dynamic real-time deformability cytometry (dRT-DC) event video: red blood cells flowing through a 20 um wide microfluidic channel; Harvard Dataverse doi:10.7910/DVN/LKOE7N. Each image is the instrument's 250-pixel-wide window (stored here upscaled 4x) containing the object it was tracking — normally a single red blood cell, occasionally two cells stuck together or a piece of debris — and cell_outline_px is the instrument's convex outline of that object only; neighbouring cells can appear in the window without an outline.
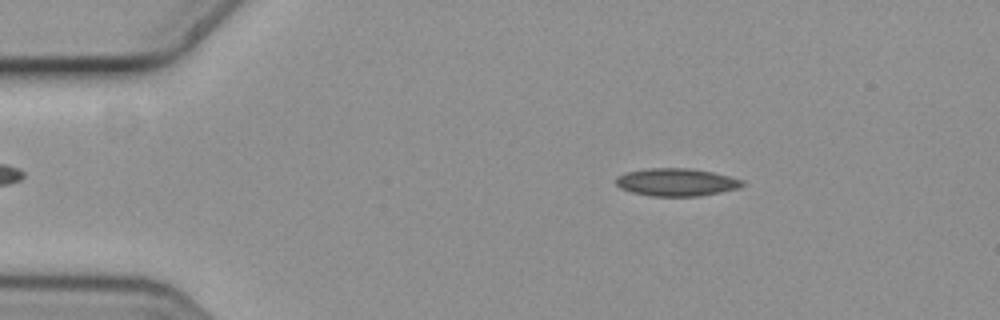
{"species": "common noctule bat (a hibernating species)", "species_latin": "Nyctalus noctula", "temperature_condition": "cold", "stored_images_in_passage": 5, "camera_frame_rate_fps": 3000, "um_per_image_px": 0.085, "animal": {"sex": "female", "body_mass_g": 19.3, "forearm_length_mm": 54.1}, "frame": {"image": 1, "passage_image": 3, "time_ms": 0.667, "image_size_px": [1000, 320], "cell_outline_px": [[744, 184], [736, 188], [720, 192], [696, 196], [652, 196], [632, 192], [620, 188], [616, 184], [616, 176], [624, 172], [648, 168], [688, 168], [712, 172], [744, 180]], "centroid_in_image_um": [57.44, 15.48], "position_along_channel_um": 27.6, "area_um2": 20.29}}